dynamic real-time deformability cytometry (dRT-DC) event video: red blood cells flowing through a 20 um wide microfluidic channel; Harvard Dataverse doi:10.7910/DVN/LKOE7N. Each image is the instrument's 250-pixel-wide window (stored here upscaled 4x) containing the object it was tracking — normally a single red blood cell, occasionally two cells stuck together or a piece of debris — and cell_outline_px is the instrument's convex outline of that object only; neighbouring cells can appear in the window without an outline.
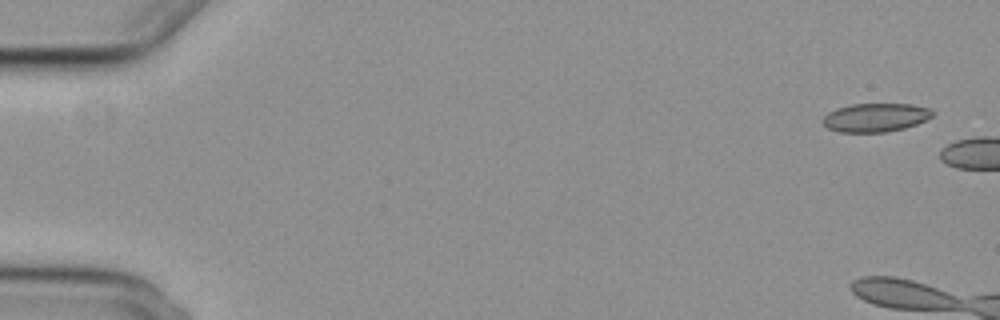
{"species": "common noctule bat (a hibernating species)", "species_latin": "Nyctalus noctula", "temperature_condition": "cold", "stored_images_in_passage": 5, "camera_frame_rate_fps": 3000, "um_per_image_px": 0.085, "animal": {"sex": "female", "body_mass_g": 29.2, "forearm_length_mm": 56.3}, "frame": {"image": 1, "passage_image": 1, "time_ms": 0.0, "image_size_px": [1000, 320], "cell_outline_px": [[936, 112], [932, 116], [916, 124], [904, 128], [884, 132], [840, 132], [828, 128], [824, 124], [824, 116], [828, 112], [836, 108], [852, 104], [912, 104], [932, 108]], "centroid_in_image_um": [74.45, 9.97], "position_along_channel_um": 10.5, "area_um2": 18.26}}